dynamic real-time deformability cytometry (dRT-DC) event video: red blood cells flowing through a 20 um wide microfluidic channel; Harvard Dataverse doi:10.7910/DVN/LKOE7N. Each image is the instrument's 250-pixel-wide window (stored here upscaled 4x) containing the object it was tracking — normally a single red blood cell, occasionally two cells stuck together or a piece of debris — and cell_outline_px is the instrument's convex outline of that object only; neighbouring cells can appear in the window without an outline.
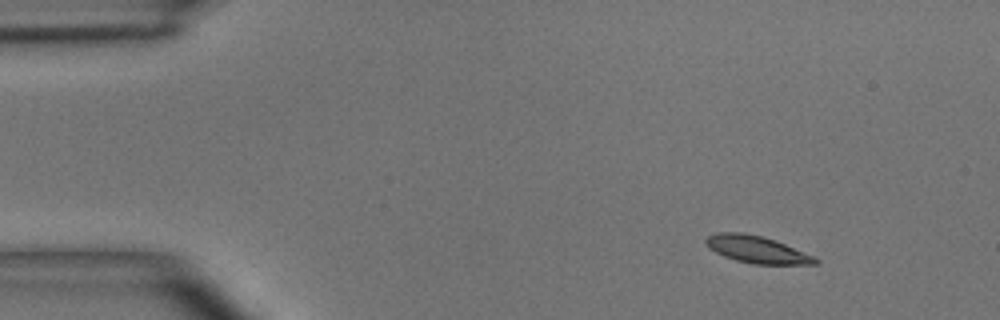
{"species": "common noctule bat (a hibernating species)", "species_latin": "Nyctalus noctula", "temperature_condition": "room temperature", "stored_images_in_passage": 7, "camera_frame_rate_fps": 3000, "um_per_image_px": 0.085, "animal": {"sex": "male", "body_mass_g": 15.6}, "frame": {"image": 1, "passage_image": 1, "time_ms": 0.0, "image_size_px": [1000, 320], "cell_outline_px": [[820, 264], [752, 264], [736, 260], [724, 256], [708, 248], [704, 244], [704, 240], [708, 236], [716, 232], [744, 232], [776, 240], [816, 256], [820, 260]], "centroid_in_image_um": [64.35, 21.2], "position_along_channel_um": 20.6, "area_um2": 17.57}}
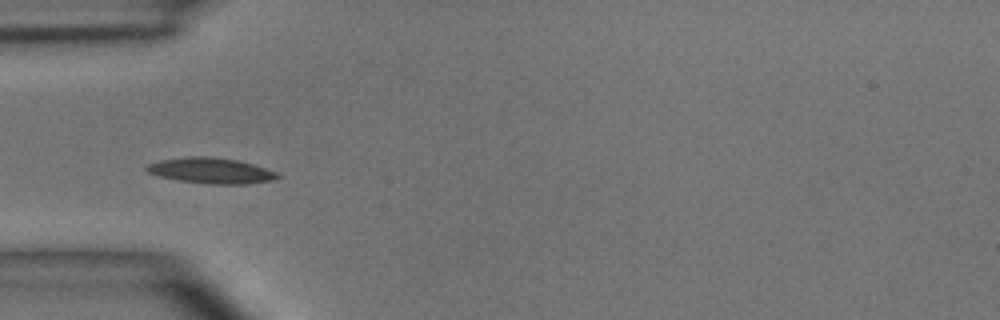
{"frame": {"image": 2, "passage_image": 4, "time_ms": 3.333, "image_size_px": [1000, 320], "cell_outline_px": [[280, 176], [272, 180], [248, 184], [208, 184], [180, 180], [156, 176], [148, 172], [144, 168], [148, 164], [160, 160], [188, 156], [208, 156], [236, 160], [252, 164], [276, 172]], "centroid_in_image_um": [17.89, 14.5], "position_along_channel_um": 67.1, "area_um2": 19.48}}
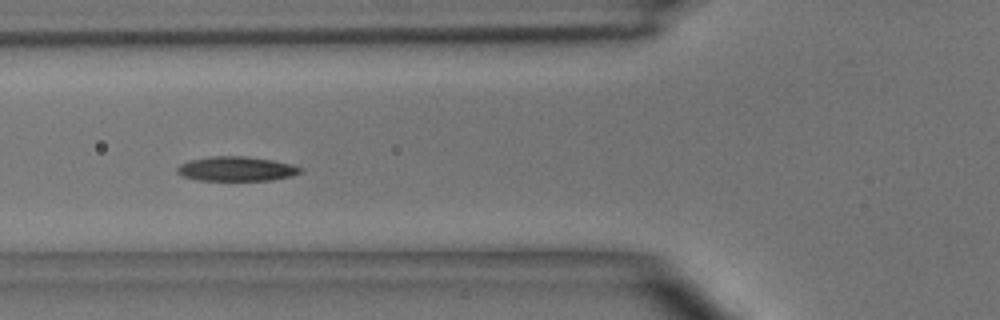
{"frame": {"image": 3, "passage_image": 5, "time_ms": 4.333, "image_size_px": [1000, 320], "cell_outline_px": [[304, 172], [292, 176], [272, 180], [196, 180], [184, 176], [176, 172], [176, 168], [180, 164], [188, 160], [212, 156], [244, 156], [272, 160], [292, 164], [304, 168]], "centroid_in_image_um": [20.12, 14.35], "position_along_channel_um": 105.7, "area_um2": 17.74}}